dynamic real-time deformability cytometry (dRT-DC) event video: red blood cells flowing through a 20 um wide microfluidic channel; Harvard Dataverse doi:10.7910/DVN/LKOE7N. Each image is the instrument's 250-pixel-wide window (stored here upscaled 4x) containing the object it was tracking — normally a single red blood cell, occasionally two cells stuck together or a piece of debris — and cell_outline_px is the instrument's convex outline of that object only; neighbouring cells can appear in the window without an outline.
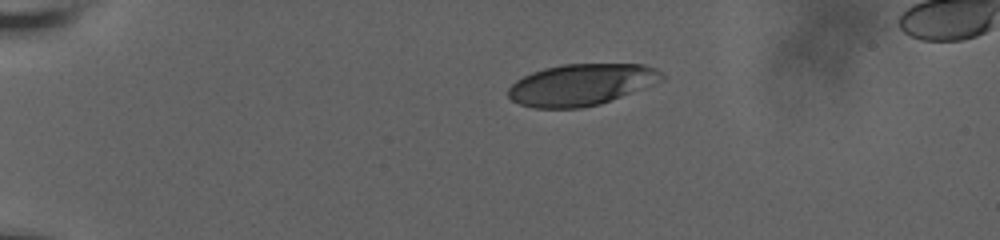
{"species": "human", "species_latin": "Homo sapiens", "temperature_condition": "room temperature", "stored_images_in_passage": 46, "camera_frame_rate_fps": 3000, "um_per_image_px": 0.085, "donor": {"sex": "male"}, "frame": {"image": 1, "passage_image": 1, "time_ms": 0.0, "image_size_px": [1000, 240], "cell_outline_px": [[664, 80], [600, 104], [580, 108], [536, 108], [520, 104], [512, 100], [508, 96], [508, 88], [516, 80], [532, 72], [544, 68], [564, 64], [644, 64], [656, 68], [664, 72]], "centroid_in_image_um": [49.42, 7.19], "position_along_channel_um": 35.6, "area_um2": 37.17}}
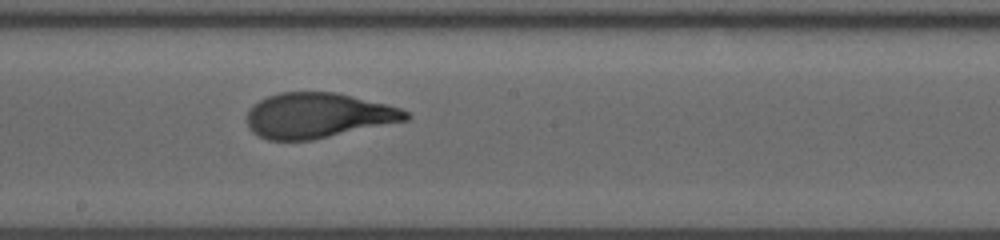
{"frame": {"image": 2, "passage_image": 22, "time_ms": 7.0, "image_size_px": [1000, 240], "cell_outline_px": [[412, 116], [408, 120], [312, 140], [268, 140], [252, 132], [248, 128], [248, 108], [252, 104], [268, 96], [280, 92], [336, 92], [388, 104], [400, 108], [408, 112]], "centroid_in_image_um": [27.03, 9.81], "position_along_channel_um": 221.2, "area_um2": 41.91}}
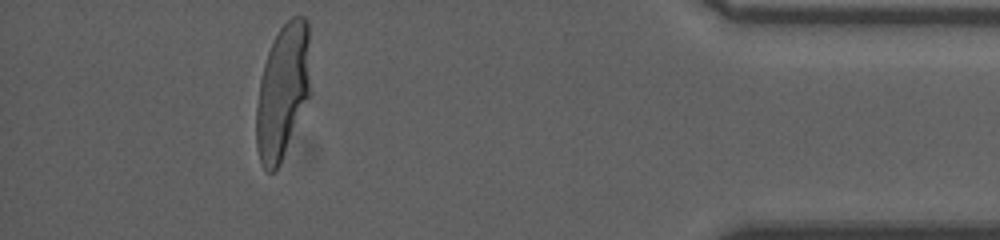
{"frame": {"image": 3, "passage_image": 41, "time_ms": 13.333, "image_size_px": [1000, 240], "cell_outline_px": [[308, 96], [280, 164], [272, 172], [268, 172], [260, 164], [256, 148], [256, 108], [260, 80], [264, 64], [268, 52], [280, 28], [292, 16], [304, 16], [308, 20]], "centroid_in_image_um": [23.98, 7.79], "position_along_channel_um": 411.2, "area_um2": 41.44}, "authors_computed_cell_mechanics": {"area_um2": 41.8183, "velocity_mm_per_s": 3.7035, "shape_relaxation_time_tau1_ms": 5.6443, "shape_relaxation_time_tau2_ms": null, "deformation_change_tau1": 0.2251, "deformation_change_tau2": null}}